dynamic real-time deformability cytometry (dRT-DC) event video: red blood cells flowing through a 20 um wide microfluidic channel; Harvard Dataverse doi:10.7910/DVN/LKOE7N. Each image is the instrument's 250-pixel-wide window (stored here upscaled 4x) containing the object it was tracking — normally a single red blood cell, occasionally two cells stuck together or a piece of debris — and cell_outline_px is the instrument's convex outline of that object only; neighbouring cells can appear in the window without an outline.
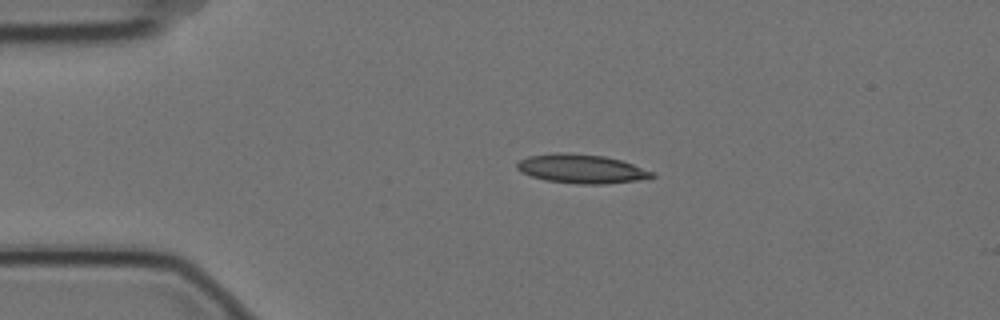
{"species": "Egyptian fruit bat (a non-hibernating species)", "species_latin": "Rousettus aegyptiacus", "temperature_condition": "cold", "stored_images_in_passage": 2, "camera_frame_rate_fps": 3000, "um_per_image_px": 0.085, "animal": {"sex": "female"}, "frame": {"image": 1, "passage_image": 1, "time_ms": 0.0, "image_size_px": [1000, 320], "cell_outline_px": [[656, 176], [636, 180], [604, 184], [580, 184], [544, 180], [520, 172], [516, 168], [516, 164], [520, 160], [528, 156], [556, 152], [564, 152], [604, 156], [620, 160], [656, 172]], "centroid_in_image_um": [49.4, 14.34], "position_along_channel_um": 35.6, "area_um2": 22.77}}